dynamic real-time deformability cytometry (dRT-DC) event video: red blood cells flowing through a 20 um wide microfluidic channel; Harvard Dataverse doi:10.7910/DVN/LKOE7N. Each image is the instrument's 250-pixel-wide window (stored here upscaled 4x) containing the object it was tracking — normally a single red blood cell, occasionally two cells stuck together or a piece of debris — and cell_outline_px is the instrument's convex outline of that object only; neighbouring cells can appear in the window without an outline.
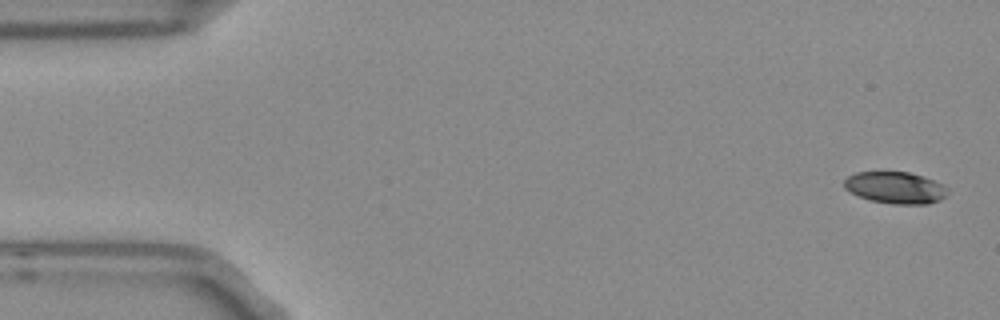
{"species": "Egyptian fruit bat (a non-hibernating species)", "species_latin": "Rousettus aegyptiacus", "temperature_condition": "room temperature", "stored_images_in_passage": 4, "camera_frame_rate_fps": 3000, "um_per_image_px": 0.085, "frame": {"image": 1, "passage_image": 1, "time_ms": 0.0, "image_size_px": [1000, 320], "cell_outline_px": [[948, 192], [940, 200], [928, 204], [892, 204], [868, 200], [844, 188], [844, 180], [848, 176], [856, 172], [908, 172], [924, 176], [944, 184], [948, 188]], "centroid_in_image_um": [76.13, 15.95], "position_along_channel_um": 8.9, "area_um2": 19.25}}
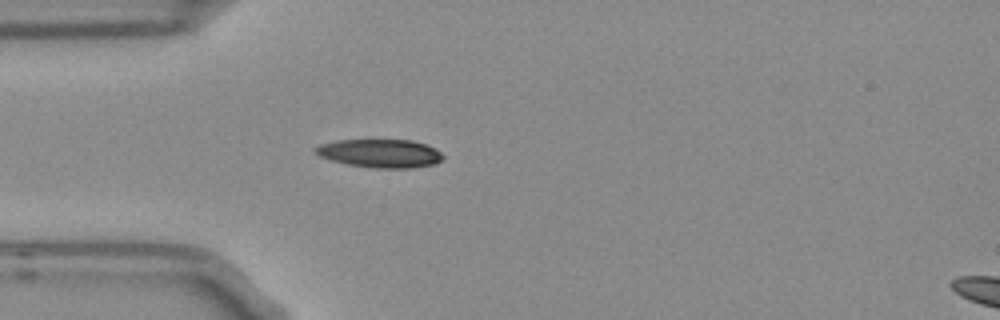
{"frame": {"image": 2, "passage_image": 4, "time_ms": 1.0, "image_size_px": [1000, 320], "cell_outline_px": [[444, 160], [436, 164], [412, 168], [372, 168], [348, 164], [332, 160], [320, 156], [312, 148], [320, 144], [336, 140], [412, 140], [436, 148], [444, 156]], "centroid_in_image_um": [32.35, 13.04], "position_along_channel_um": 52.7, "area_um2": 21.21}}